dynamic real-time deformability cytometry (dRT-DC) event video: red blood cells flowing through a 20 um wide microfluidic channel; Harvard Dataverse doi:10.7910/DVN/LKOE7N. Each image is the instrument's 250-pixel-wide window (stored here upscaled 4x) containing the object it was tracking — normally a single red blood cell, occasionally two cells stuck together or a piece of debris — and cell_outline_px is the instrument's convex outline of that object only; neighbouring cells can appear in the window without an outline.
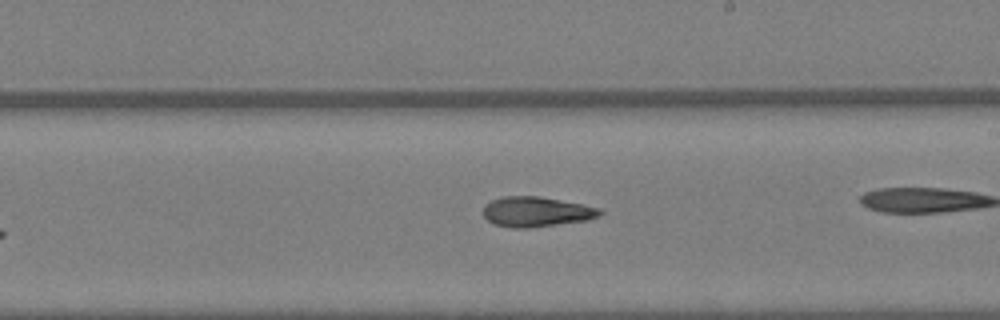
{"species": "Egyptian fruit bat (a non-hibernating species)", "species_latin": "Rousettus aegyptiacus", "temperature_condition": "warm", "stored_images_in_passage": 20, "camera_frame_rate_fps": 3000, "um_per_image_px": 0.085, "animal": {"sex": "female"}, "frame": {"image": 1, "passage_image": 12, "time_ms": 3.667, "image_size_px": [1000, 320], "cell_outline_px": [[604, 212], [600, 216], [588, 220], [528, 228], [512, 228], [492, 224], [484, 216], [484, 204], [492, 200], [504, 196], [540, 196], [600, 208]], "centroid_in_image_um": [45.58, 18.0], "position_along_channel_um": 243.4, "area_um2": 20.46}}